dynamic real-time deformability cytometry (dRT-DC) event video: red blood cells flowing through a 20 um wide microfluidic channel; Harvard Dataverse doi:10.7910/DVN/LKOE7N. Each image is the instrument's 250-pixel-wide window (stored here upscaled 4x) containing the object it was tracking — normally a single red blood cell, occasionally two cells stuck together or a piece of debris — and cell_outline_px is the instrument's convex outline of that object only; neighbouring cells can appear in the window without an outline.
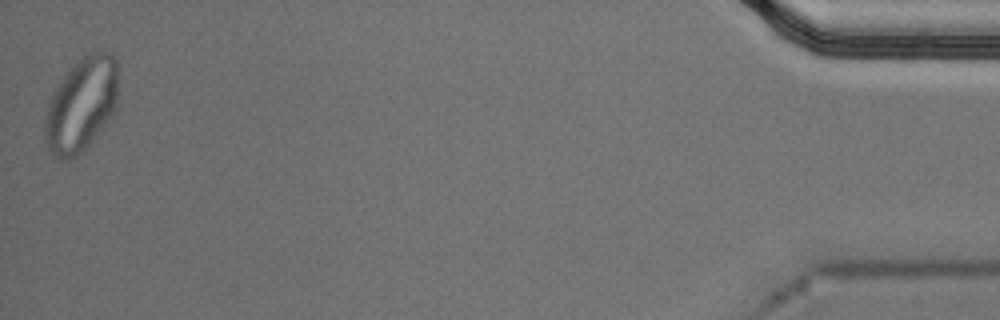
{"species": "Egyptian fruit bat (a non-hibernating species)", "species_latin": "Rousettus aegyptiacus", "temperature_condition": "cold", "stored_images_in_passage": 39, "segment_of_instrument_passage": [2, 2], "camera_frame_rate_fps": 3000, "um_per_image_px": 0.085, "animal": {"sex": "male"}, "frame": {"image": 1, "passage_image": 39, "time_ms": 12.667, "image_size_px": [1000, 320], "cell_outline_px": [[116, 108], [104, 124], [88, 144], [76, 156], [68, 160], [56, 156], [48, 148], [44, 136], [44, 120], [48, 104], [56, 88], [64, 76], [84, 56], [96, 48], [100, 48], [108, 52], [116, 60]], "centroid_in_image_um": [6.9, 8.87], "position_along_channel_um": 428.3, "area_um2": 39.19}}